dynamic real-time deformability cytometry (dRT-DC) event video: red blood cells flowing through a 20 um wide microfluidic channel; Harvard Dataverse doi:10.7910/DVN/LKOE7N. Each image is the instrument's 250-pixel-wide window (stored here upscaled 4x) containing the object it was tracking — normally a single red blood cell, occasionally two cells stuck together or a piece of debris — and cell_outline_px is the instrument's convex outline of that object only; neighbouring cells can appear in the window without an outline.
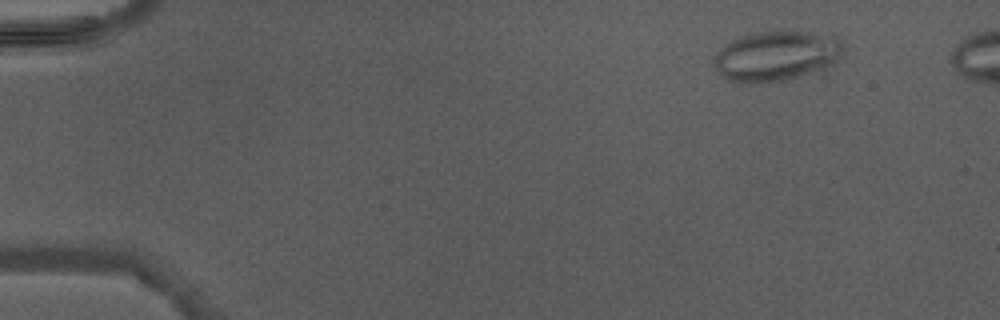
{"species": "Egyptian fruit bat (a non-hibernating species)", "species_latin": "Rousettus aegyptiacus", "temperature_condition": "warm", "stored_images_in_passage": 4, "camera_frame_rate_fps": 3000, "um_per_image_px": 0.085, "animal": {"sex": "male"}, "frame": {"image": 1, "passage_image": 1, "time_ms": 0.0, "image_size_px": [1000, 320], "cell_outline_px": [[844, 48], [840, 56], [836, 60], [828, 64], [800, 76], [784, 80], [752, 84], [748, 84], [728, 80], [720, 76], [712, 60], [712, 56], [716, 52], [732, 40], [740, 36], [752, 32], [808, 32], [844, 36]], "centroid_in_image_um": [65.96, 4.74], "position_along_channel_um": 19.0, "area_um2": 37.8}}